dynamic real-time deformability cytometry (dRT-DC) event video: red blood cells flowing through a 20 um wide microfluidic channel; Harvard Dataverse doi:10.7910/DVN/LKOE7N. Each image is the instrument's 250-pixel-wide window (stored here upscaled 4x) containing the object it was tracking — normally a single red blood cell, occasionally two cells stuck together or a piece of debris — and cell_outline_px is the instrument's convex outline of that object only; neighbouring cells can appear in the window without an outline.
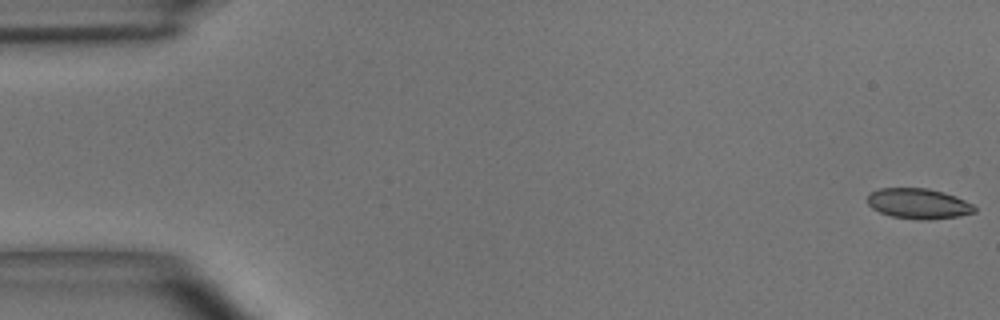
{"species": "common noctule bat (a hibernating species)", "species_latin": "Nyctalus noctula", "temperature_condition": "room temperature", "stored_images_in_passage": 55, "camera_frame_rate_fps": 3000, "um_per_image_px": 0.085, "animal": {"sex": "male", "body_mass_g": 15.6}, "frame": {"image": 1, "passage_image": 1, "time_ms": 0.0, "image_size_px": [1000, 320], "cell_outline_px": [[976, 212], [960, 216], [928, 220], [924, 220], [892, 216], [880, 212], [872, 208], [868, 204], [868, 192], [880, 188], [928, 188], [944, 192], [956, 196], [972, 204], [976, 208]], "centroid_in_image_um": [78.07, 17.3], "position_along_channel_um": 6.9, "area_um2": 19.02}}
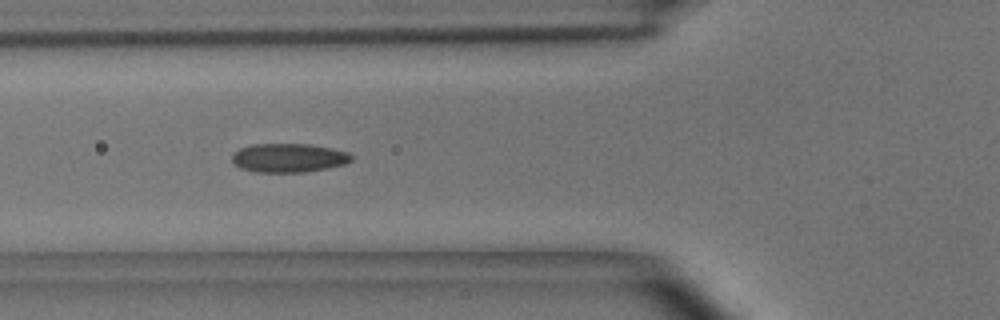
{"frame": {"image": 2, "passage_image": 20, "time_ms": 6.333, "image_size_px": [1000, 320], "cell_outline_px": [[352, 160], [344, 164], [328, 168], [304, 172], [256, 172], [240, 168], [232, 160], [232, 156], [240, 148], [252, 144], [308, 144], [332, 148], [348, 152], [352, 156]], "centroid_in_image_um": [24.55, 13.42], "position_along_channel_um": 101.3, "area_um2": 20.0}}
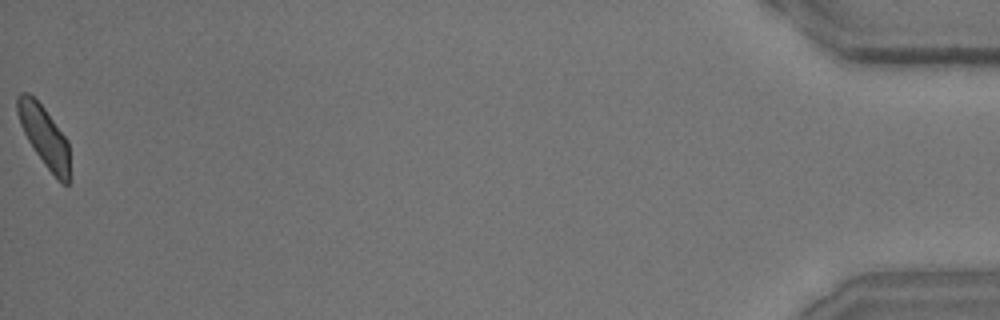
{"frame": {"image": 3, "passage_image": 55, "time_ms": 18.0, "image_size_px": [1000, 320], "cell_outline_px": [[68, 184], [60, 184], [44, 164], [28, 140], [20, 124], [16, 112], [16, 96], [20, 92], [28, 92], [44, 108], [68, 140]], "centroid_in_image_um": [3.73, 11.55], "position_along_channel_um": 431.5, "area_um2": 18.26}, "authors_computed_cell_mechanics": {"area_um2": 19.4786, "velocity_mm_per_s": 3.6583, "shape_relaxation_time_tau1_ms": 5.7353, "shape_relaxation_time_tau2_ms": 2.2114, "deformation_change_tau1": 0.1444, "deformation_change_tau2": 0.0798}}